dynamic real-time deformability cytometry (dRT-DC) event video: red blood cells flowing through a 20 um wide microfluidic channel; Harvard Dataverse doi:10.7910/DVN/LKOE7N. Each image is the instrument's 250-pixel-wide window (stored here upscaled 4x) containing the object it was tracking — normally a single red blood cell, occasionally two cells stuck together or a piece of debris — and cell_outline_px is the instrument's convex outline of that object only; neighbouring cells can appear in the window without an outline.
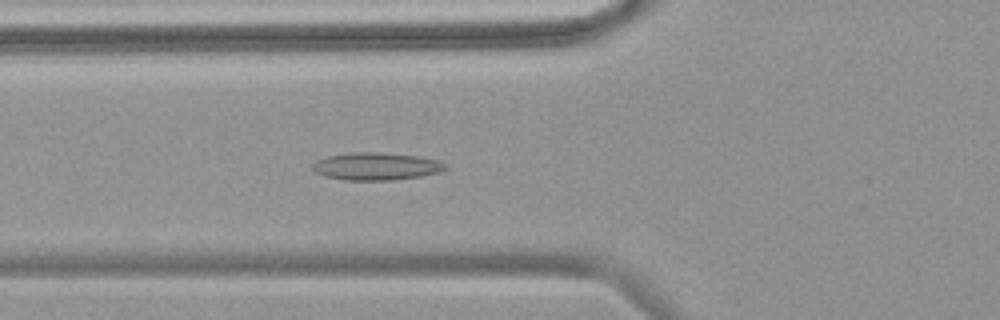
{"species": "common noctule bat (a hibernating species)", "species_latin": "Nyctalus noctula", "temperature_condition": "warm", "stored_images_in_passage": 43, "camera_frame_rate_fps": 3000, "um_per_image_px": 0.085, "animal": {"sex": "female", "body_mass_g": 18.4}, "frame": {"image": 1, "passage_image": 7, "time_ms": 2.0, "image_size_px": [1000, 320], "cell_outline_px": [[448, 168], [440, 172], [420, 176], [392, 180], [344, 180], [324, 176], [316, 172], [312, 168], [312, 164], [316, 160], [328, 156], [352, 152], [380, 152], [420, 156], [436, 160], [448, 164]], "centroid_in_image_um": [31.99, 14.13], "position_along_channel_um": 93.8, "area_um2": 21.44}}
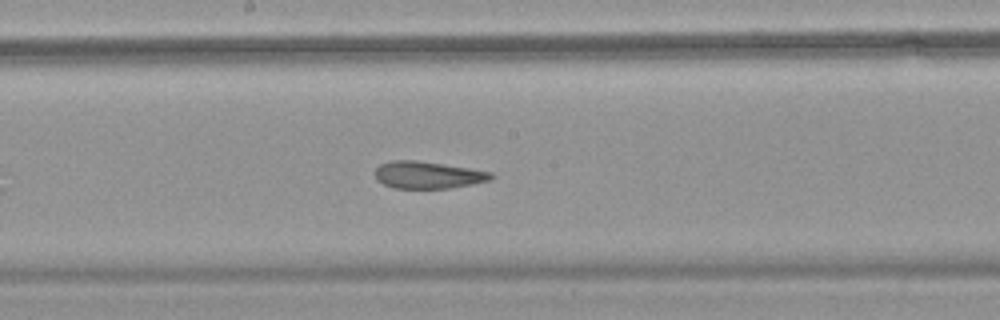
{"frame": {"image": 2, "passage_image": 17, "time_ms": 5.333, "image_size_px": [1000, 320], "cell_outline_px": [[496, 176], [492, 180], [472, 184], [448, 188], [396, 188], [384, 184], [376, 180], [372, 172], [380, 164], [392, 160], [416, 160], [468, 168], [492, 172]], "centroid_in_image_um": [36.35, 14.87], "position_along_channel_um": 211.9, "area_um2": 18.44}}
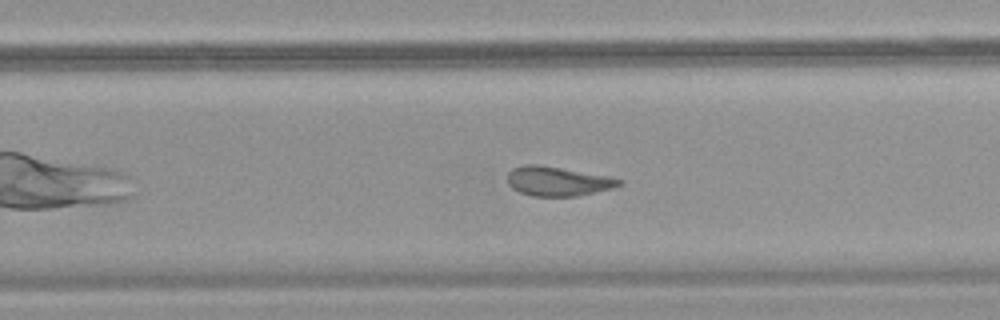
{"frame": {"image": 3, "passage_image": 23, "time_ms": 7.333, "image_size_px": [1000, 320], "cell_outline_px": [[624, 184], [612, 188], [576, 196], [532, 196], [520, 192], [512, 188], [508, 184], [508, 172], [512, 168], [524, 164], [540, 164], [608, 176], [624, 180]], "centroid_in_image_um": [47.4, 15.39], "position_along_channel_um": 282.4, "area_um2": 19.19}, "authors_computed_cell_mechanics": {"area_um2": 19.5942, "velocity_mm_per_s": 3.5435, "shape_relaxation_time_tau1_ms": null, "shape_relaxation_time_tau2_ms": 2.4067, "deformation_change_tau1": null, "deformation_change_tau2": 0.0909}}